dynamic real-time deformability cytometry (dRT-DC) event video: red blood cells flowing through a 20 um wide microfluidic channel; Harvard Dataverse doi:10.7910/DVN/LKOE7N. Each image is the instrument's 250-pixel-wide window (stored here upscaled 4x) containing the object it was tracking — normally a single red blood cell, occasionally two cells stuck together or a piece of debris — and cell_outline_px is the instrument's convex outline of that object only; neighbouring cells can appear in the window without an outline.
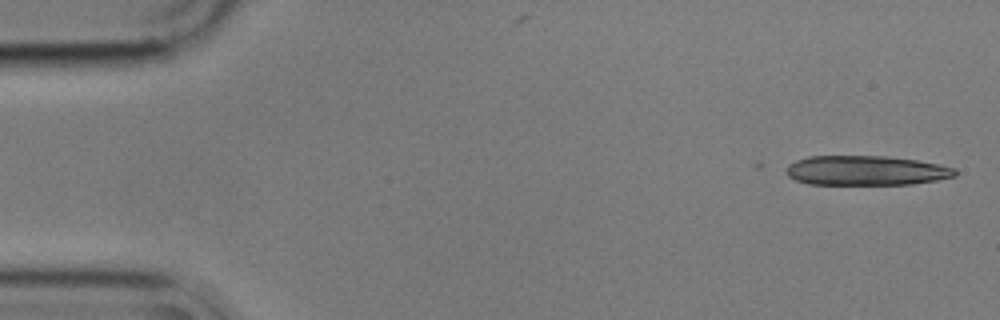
{"species": "common noctule bat (a hibernating species)", "species_latin": "Nyctalus noctula", "temperature_condition": "cold", "stored_images_in_passage": 2, "camera_frame_rate_fps": 3000, "um_per_image_px": 0.085, "animal": {"sex": "male", "body_mass_g": 17.9}, "frame": {"image": 1, "passage_image": 2, "time_ms": 0.333, "image_size_px": [1000, 320], "cell_outline_px": [[956, 176], [936, 180], [912, 184], [808, 184], [796, 180], [788, 176], [784, 172], [788, 164], [796, 160], [808, 156], [888, 156], [916, 160], [956, 168]], "centroid_in_image_um": [73.57, 14.49], "position_along_channel_um": 11.4, "area_um2": 29.19}}